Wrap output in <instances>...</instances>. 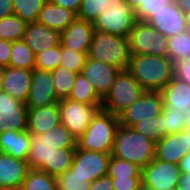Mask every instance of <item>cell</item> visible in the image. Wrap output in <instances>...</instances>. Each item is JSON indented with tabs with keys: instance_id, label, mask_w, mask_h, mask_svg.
<instances>
[{
	"instance_id": "603a6c76",
	"label": "cell",
	"mask_w": 190,
	"mask_h": 190,
	"mask_svg": "<svg viewBox=\"0 0 190 190\" xmlns=\"http://www.w3.org/2000/svg\"><path fill=\"white\" fill-rule=\"evenodd\" d=\"M164 107L190 113V85L173 78L161 91Z\"/></svg>"
},
{
	"instance_id": "e575fe53",
	"label": "cell",
	"mask_w": 190,
	"mask_h": 190,
	"mask_svg": "<svg viewBox=\"0 0 190 190\" xmlns=\"http://www.w3.org/2000/svg\"><path fill=\"white\" fill-rule=\"evenodd\" d=\"M60 55L61 62L59 66L65 67L75 73H81L88 58V53L75 51L71 48L63 47L61 44Z\"/></svg>"
},
{
	"instance_id": "7a4b0ae2",
	"label": "cell",
	"mask_w": 190,
	"mask_h": 190,
	"mask_svg": "<svg viewBox=\"0 0 190 190\" xmlns=\"http://www.w3.org/2000/svg\"><path fill=\"white\" fill-rule=\"evenodd\" d=\"M174 66L168 56L131 55L128 71L144 90L161 91L174 78Z\"/></svg>"
},
{
	"instance_id": "d6986e66",
	"label": "cell",
	"mask_w": 190,
	"mask_h": 190,
	"mask_svg": "<svg viewBox=\"0 0 190 190\" xmlns=\"http://www.w3.org/2000/svg\"><path fill=\"white\" fill-rule=\"evenodd\" d=\"M61 33L38 22L29 23L23 41L36 55L47 49L60 45Z\"/></svg>"
},
{
	"instance_id": "ac0fdd59",
	"label": "cell",
	"mask_w": 190,
	"mask_h": 190,
	"mask_svg": "<svg viewBox=\"0 0 190 190\" xmlns=\"http://www.w3.org/2000/svg\"><path fill=\"white\" fill-rule=\"evenodd\" d=\"M95 29L93 22L76 18L63 32L60 44L79 52H89Z\"/></svg>"
},
{
	"instance_id": "44dd1931",
	"label": "cell",
	"mask_w": 190,
	"mask_h": 190,
	"mask_svg": "<svg viewBox=\"0 0 190 190\" xmlns=\"http://www.w3.org/2000/svg\"><path fill=\"white\" fill-rule=\"evenodd\" d=\"M61 123L58 103L38 108H28L27 130L30 133L44 134Z\"/></svg>"
},
{
	"instance_id": "ba28073f",
	"label": "cell",
	"mask_w": 190,
	"mask_h": 190,
	"mask_svg": "<svg viewBox=\"0 0 190 190\" xmlns=\"http://www.w3.org/2000/svg\"><path fill=\"white\" fill-rule=\"evenodd\" d=\"M168 38L145 21H137L129 33L131 55L167 56Z\"/></svg>"
},
{
	"instance_id": "7dc6e473",
	"label": "cell",
	"mask_w": 190,
	"mask_h": 190,
	"mask_svg": "<svg viewBox=\"0 0 190 190\" xmlns=\"http://www.w3.org/2000/svg\"><path fill=\"white\" fill-rule=\"evenodd\" d=\"M14 14L13 0H0V19Z\"/></svg>"
},
{
	"instance_id": "db71d44e",
	"label": "cell",
	"mask_w": 190,
	"mask_h": 190,
	"mask_svg": "<svg viewBox=\"0 0 190 190\" xmlns=\"http://www.w3.org/2000/svg\"><path fill=\"white\" fill-rule=\"evenodd\" d=\"M187 29L190 31V11L185 13Z\"/></svg>"
},
{
	"instance_id": "1f68e13d",
	"label": "cell",
	"mask_w": 190,
	"mask_h": 190,
	"mask_svg": "<svg viewBox=\"0 0 190 190\" xmlns=\"http://www.w3.org/2000/svg\"><path fill=\"white\" fill-rule=\"evenodd\" d=\"M22 190H57L55 177L40 170L29 169Z\"/></svg>"
},
{
	"instance_id": "cb8c5ba5",
	"label": "cell",
	"mask_w": 190,
	"mask_h": 190,
	"mask_svg": "<svg viewBox=\"0 0 190 190\" xmlns=\"http://www.w3.org/2000/svg\"><path fill=\"white\" fill-rule=\"evenodd\" d=\"M77 13L62 6L55 5L49 0L43 5L37 21L51 29L63 32L75 19Z\"/></svg>"
},
{
	"instance_id": "277c9868",
	"label": "cell",
	"mask_w": 190,
	"mask_h": 190,
	"mask_svg": "<svg viewBox=\"0 0 190 190\" xmlns=\"http://www.w3.org/2000/svg\"><path fill=\"white\" fill-rule=\"evenodd\" d=\"M119 117L102 108L93 116L85 132L76 140L78 149L112 153Z\"/></svg>"
},
{
	"instance_id": "52a82bcc",
	"label": "cell",
	"mask_w": 190,
	"mask_h": 190,
	"mask_svg": "<svg viewBox=\"0 0 190 190\" xmlns=\"http://www.w3.org/2000/svg\"><path fill=\"white\" fill-rule=\"evenodd\" d=\"M144 91L128 70H121L110 91L102 99L101 108L119 116L129 105L137 101Z\"/></svg>"
},
{
	"instance_id": "ee69618b",
	"label": "cell",
	"mask_w": 190,
	"mask_h": 190,
	"mask_svg": "<svg viewBox=\"0 0 190 190\" xmlns=\"http://www.w3.org/2000/svg\"><path fill=\"white\" fill-rule=\"evenodd\" d=\"M12 42L0 39V66L8 67L11 56Z\"/></svg>"
},
{
	"instance_id": "f6af8a7d",
	"label": "cell",
	"mask_w": 190,
	"mask_h": 190,
	"mask_svg": "<svg viewBox=\"0 0 190 190\" xmlns=\"http://www.w3.org/2000/svg\"><path fill=\"white\" fill-rule=\"evenodd\" d=\"M89 190H114L112 178L108 174L97 178L90 184Z\"/></svg>"
},
{
	"instance_id": "4316f807",
	"label": "cell",
	"mask_w": 190,
	"mask_h": 190,
	"mask_svg": "<svg viewBox=\"0 0 190 190\" xmlns=\"http://www.w3.org/2000/svg\"><path fill=\"white\" fill-rule=\"evenodd\" d=\"M162 138L169 134L181 132L190 126V113L169 110L164 107L161 114Z\"/></svg>"
},
{
	"instance_id": "484cf974",
	"label": "cell",
	"mask_w": 190,
	"mask_h": 190,
	"mask_svg": "<svg viewBox=\"0 0 190 190\" xmlns=\"http://www.w3.org/2000/svg\"><path fill=\"white\" fill-rule=\"evenodd\" d=\"M72 101L85 104H102V98L97 94L93 85L78 73L72 91L68 97Z\"/></svg>"
},
{
	"instance_id": "5b68a950",
	"label": "cell",
	"mask_w": 190,
	"mask_h": 190,
	"mask_svg": "<svg viewBox=\"0 0 190 190\" xmlns=\"http://www.w3.org/2000/svg\"><path fill=\"white\" fill-rule=\"evenodd\" d=\"M130 57L128 37L95 30L88 58L128 70Z\"/></svg>"
},
{
	"instance_id": "681fc988",
	"label": "cell",
	"mask_w": 190,
	"mask_h": 190,
	"mask_svg": "<svg viewBox=\"0 0 190 190\" xmlns=\"http://www.w3.org/2000/svg\"><path fill=\"white\" fill-rule=\"evenodd\" d=\"M176 190H190V174H182L181 182Z\"/></svg>"
},
{
	"instance_id": "9f6ffc18",
	"label": "cell",
	"mask_w": 190,
	"mask_h": 190,
	"mask_svg": "<svg viewBox=\"0 0 190 190\" xmlns=\"http://www.w3.org/2000/svg\"><path fill=\"white\" fill-rule=\"evenodd\" d=\"M189 145H190V126L188 127Z\"/></svg>"
},
{
	"instance_id": "7402d4cb",
	"label": "cell",
	"mask_w": 190,
	"mask_h": 190,
	"mask_svg": "<svg viewBox=\"0 0 190 190\" xmlns=\"http://www.w3.org/2000/svg\"><path fill=\"white\" fill-rule=\"evenodd\" d=\"M28 170L25 160L0 152V187H21Z\"/></svg>"
},
{
	"instance_id": "f907efd6",
	"label": "cell",
	"mask_w": 190,
	"mask_h": 190,
	"mask_svg": "<svg viewBox=\"0 0 190 190\" xmlns=\"http://www.w3.org/2000/svg\"><path fill=\"white\" fill-rule=\"evenodd\" d=\"M175 3L184 14L190 11V0H175Z\"/></svg>"
},
{
	"instance_id": "e0dca14e",
	"label": "cell",
	"mask_w": 190,
	"mask_h": 190,
	"mask_svg": "<svg viewBox=\"0 0 190 190\" xmlns=\"http://www.w3.org/2000/svg\"><path fill=\"white\" fill-rule=\"evenodd\" d=\"M190 152L188 127L177 133L169 134L155 143L156 159L179 164L184 155Z\"/></svg>"
},
{
	"instance_id": "4fadbf2b",
	"label": "cell",
	"mask_w": 190,
	"mask_h": 190,
	"mask_svg": "<svg viewBox=\"0 0 190 190\" xmlns=\"http://www.w3.org/2000/svg\"><path fill=\"white\" fill-rule=\"evenodd\" d=\"M146 22L167 38L188 30L186 16L175 1L161 7Z\"/></svg>"
},
{
	"instance_id": "30bf717a",
	"label": "cell",
	"mask_w": 190,
	"mask_h": 190,
	"mask_svg": "<svg viewBox=\"0 0 190 190\" xmlns=\"http://www.w3.org/2000/svg\"><path fill=\"white\" fill-rule=\"evenodd\" d=\"M102 104H85L69 98L60 99L58 107L61 123L78 139L89 126Z\"/></svg>"
},
{
	"instance_id": "11a10c76",
	"label": "cell",
	"mask_w": 190,
	"mask_h": 190,
	"mask_svg": "<svg viewBox=\"0 0 190 190\" xmlns=\"http://www.w3.org/2000/svg\"><path fill=\"white\" fill-rule=\"evenodd\" d=\"M0 190H22L21 187H0Z\"/></svg>"
},
{
	"instance_id": "7bdbcfd3",
	"label": "cell",
	"mask_w": 190,
	"mask_h": 190,
	"mask_svg": "<svg viewBox=\"0 0 190 190\" xmlns=\"http://www.w3.org/2000/svg\"><path fill=\"white\" fill-rule=\"evenodd\" d=\"M174 77L190 85V61L181 60L175 62Z\"/></svg>"
},
{
	"instance_id": "f35d334b",
	"label": "cell",
	"mask_w": 190,
	"mask_h": 190,
	"mask_svg": "<svg viewBox=\"0 0 190 190\" xmlns=\"http://www.w3.org/2000/svg\"><path fill=\"white\" fill-rule=\"evenodd\" d=\"M108 0H82L77 18L93 22L106 8Z\"/></svg>"
},
{
	"instance_id": "d4e9b609",
	"label": "cell",
	"mask_w": 190,
	"mask_h": 190,
	"mask_svg": "<svg viewBox=\"0 0 190 190\" xmlns=\"http://www.w3.org/2000/svg\"><path fill=\"white\" fill-rule=\"evenodd\" d=\"M31 146L30 132L6 130L0 132V152L27 160Z\"/></svg>"
},
{
	"instance_id": "2e32d148",
	"label": "cell",
	"mask_w": 190,
	"mask_h": 190,
	"mask_svg": "<svg viewBox=\"0 0 190 190\" xmlns=\"http://www.w3.org/2000/svg\"><path fill=\"white\" fill-rule=\"evenodd\" d=\"M120 71V69L113 65L87 58L81 73L93 85L97 94L103 99L110 91Z\"/></svg>"
},
{
	"instance_id": "f1b7e54d",
	"label": "cell",
	"mask_w": 190,
	"mask_h": 190,
	"mask_svg": "<svg viewBox=\"0 0 190 190\" xmlns=\"http://www.w3.org/2000/svg\"><path fill=\"white\" fill-rule=\"evenodd\" d=\"M53 87L57 98L64 99L68 98L78 73H75L65 67L58 66L56 69L51 71Z\"/></svg>"
},
{
	"instance_id": "ab89813d",
	"label": "cell",
	"mask_w": 190,
	"mask_h": 190,
	"mask_svg": "<svg viewBox=\"0 0 190 190\" xmlns=\"http://www.w3.org/2000/svg\"><path fill=\"white\" fill-rule=\"evenodd\" d=\"M138 133L154 140L155 142L162 138L161 114L152 118V120L140 121L133 126Z\"/></svg>"
},
{
	"instance_id": "5bb4252c",
	"label": "cell",
	"mask_w": 190,
	"mask_h": 190,
	"mask_svg": "<svg viewBox=\"0 0 190 190\" xmlns=\"http://www.w3.org/2000/svg\"><path fill=\"white\" fill-rule=\"evenodd\" d=\"M28 108L27 106L0 91V132L6 130H27Z\"/></svg>"
},
{
	"instance_id": "f5cc1de1",
	"label": "cell",
	"mask_w": 190,
	"mask_h": 190,
	"mask_svg": "<svg viewBox=\"0 0 190 190\" xmlns=\"http://www.w3.org/2000/svg\"><path fill=\"white\" fill-rule=\"evenodd\" d=\"M4 74H5V67L0 66V91H1L2 82L4 79Z\"/></svg>"
},
{
	"instance_id": "bcb514c9",
	"label": "cell",
	"mask_w": 190,
	"mask_h": 190,
	"mask_svg": "<svg viewBox=\"0 0 190 190\" xmlns=\"http://www.w3.org/2000/svg\"><path fill=\"white\" fill-rule=\"evenodd\" d=\"M49 1L55 5L62 6L76 13L78 12L79 7L82 3V0H49Z\"/></svg>"
},
{
	"instance_id": "8d00e7d4",
	"label": "cell",
	"mask_w": 190,
	"mask_h": 190,
	"mask_svg": "<svg viewBox=\"0 0 190 190\" xmlns=\"http://www.w3.org/2000/svg\"><path fill=\"white\" fill-rule=\"evenodd\" d=\"M57 190H89L88 179L75 174L71 169L55 177Z\"/></svg>"
},
{
	"instance_id": "74e56055",
	"label": "cell",
	"mask_w": 190,
	"mask_h": 190,
	"mask_svg": "<svg viewBox=\"0 0 190 190\" xmlns=\"http://www.w3.org/2000/svg\"><path fill=\"white\" fill-rule=\"evenodd\" d=\"M60 45L47 49L35 55V68L52 71L60 65Z\"/></svg>"
},
{
	"instance_id": "83f0119b",
	"label": "cell",
	"mask_w": 190,
	"mask_h": 190,
	"mask_svg": "<svg viewBox=\"0 0 190 190\" xmlns=\"http://www.w3.org/2000/svg\"><path fill=\"white\" fill-rule=\"evenodd\" d=\"M9 66L27 70L35 68V54L23 39L12 42Z\"/></svg>"
},
{
	"instance_id": "60d3db41",
	"label": "cell",
	"mask_w": 190,
	"mask_h": 190,
	"mask_svg": "<svg viewBox=\"0 0 190 190\" xmlns=\"http://www.w3.org/2000/svg\"><path fill=\"white\" fill-rule=\"evenodd\" d=\"M175 0H144L134 10L137 21H147L161 7L168 5Z\"/></svg>"
},
{
	"instance_id": "836d02e7",
	"label": "cell",
	"mask_w": 190,
	"mask_h": 190,
	"mask_svg": "<svg viewBox=\"0 0 190 190\" xmlns=\"http://www.w3.org/2000/svg\"><path fill=\"white\" fill-rule=\"evenodd\" d=\"M142 168L133 162L111 156L108 175L111 178H141Z\"/></svg>"
},
{
	"instance_id": "c3c4849f",
	"label": "cell",
	"mask_w": 190,
	"mask_h": 190,
	"mask_svg": "<svg viewBox=\"0 0 190 190\" xmlns=\"http://www.w3.org/2000/svg\"><path fill=\"white\" fill-rule=\"evenodd\" d=\"M178 166L182 174H190V152L183 156Z\"/></svg>"
},
{
	"instance_id": "8fae6325",
	"label": "cell",
	"mask_w": 190,
	"mask_h": 190,
	"mask_svg": "<svg viewBox=\"0 0 190 190\" xmlns=\"http://www.w3.org/2000/svg\"><path fill=\"white\" fill-rule=\"evenodd\" d=\"M164 109L163 97L160 91L145 90L141 97L129 105L118 117L119 123L133 127L140 121L152 120L162 114Z\"/></svg>"
},
{
	"instance_id": "b9f144b4",
	"label": "cell",
	"mask_w": 190,
	"mask_h": 190,
	"mask_svg": "<svg viewBox=\"0 0 190 190\" xmlns=\"http://www.w3.org/2000/svg\"><path fill=\"white\" fill-rule=\"evenodd\" d=\"M114 190H142L141 178H112Z\"/></svg>"
},
{
	"instance_id": "3957f363",
	"label": "cell",
	"mask_w": 190,
	"mask_h": 190,
	"mask_svg": "<svg viewBox=\"0 0 190 190\" xmlns=\"http://www.w3.org/2000/svg\"><path fill=\"white\" fill-rule=\"evenodd\" d=\"M155 143L154 140L135 131L133 127L119 124L111 155L144 168L155 157Z\"/></svg>"
},
{
	"instance_id": "d590c367",
	"label": "cell",
	"mask_w": 190,
	"mask_h": 190,
	"mask_svg": "<svg viewBox=\"0 0 190 190\" xmlns=\"http://www.w3.org/2000/svg\"><path fill=\"white\" fill-rule=\"evenodd\" d=\"M76 148L57 149L52 157L51 176L56 177L69 170L72 166Z\"/></svg>"
},
{
	"instance_id": "f546056e",
	"label": "cell",
	"mask_w": 190,
	"mask_h": 190,
	"mask_svg": "<svg viewBox=\"0 0 190 190\" xmlns=\"http://www.w3.org/2000/svg\"><path fill=\"white\" fill-rule=\"evenodd\" d=\"M167 52V56L174 63L181 60H187L190 57V31L187 30L168 38Z\"/></svg>"
},
{
	"instance_id": "4dcf8cb0",
	"label": "cell",
	"mask_w": 190,
	"mask_h": 190,
	"mask_svg": "<svg viewBox=\"0 0 190 190\" xmlns=\"http://www.w3.org/2000/svg\"><path fill=\"white\" fill-rule=\"evenodd\" d=\"M27 23L15 14L0 19V39L15 42L22 40Z\"/></svg>"
},
{
	"instance_id": "9a60e30c",
	"label": "cell",
	"mask_w": 190,
	"mask_h": 190,
	"mask_svg": "<svg viewBox=\"0 0 190 190\" xmlns=\"http://www.w3.org/2000/svg\"><path fill=\"white\" fill-rule=\"evenodd\" d=\"M51 71L32 70L31 86L28 99L25 103L27 108H38L53 103H58Z\"/></svg>"
},
{
	"instance_id": "8992f818",
	"label": "cell",
	"mask_w": 190,
	"mask_h": 190,
	"mask_svg": "<svg viewBox=\"0 0 190 190\" xmlns=\"http://www.w3.org/2000/svg\"><path fill=\"white\" fill-rule=\"evenodd\" d=\"M137 22L134 9L124 0H108L104 11L93 21L100 32L128 37Z\"/></svg>"
},
{
	"instance_id": "ffe728a7",
	"label": "cell",
	"mask_w": 190,
	"mask_h": 190,
	"mask_svg": "<svg viewBox=\"0 0 190 190\" xmlns=\"http://www.w3.org/2000/svg\"><path fill=\"white\" fill-rule=\"evenodd\" d=\"M32 70L5 67L4 79L1 91L14 97L22 103H26L31 86Z\"/></svg>"
},
{
	"instance_id": "d6a6232c",
	"label": "cell",
	"mask_w": 190,
	"mask_h": 190,
	"mask_svg": "<svg viewBox=\"0 0 190 190\" xmlns=\"http://www.w3.org/2000/svg\"><path fill=\"white\" fill-rule=\"evenodd\" d=\"M48 0H13L14 14L27 24L37 21L38 14Z\"/></svg>"
},
{
	"instance_id": "816d5d0a",
	"label": "cell",
	"mask_w": 190,
	"mask_h": 190,
	"mask_svg": "<svg viewBox=\"0 0 190 190\" xmlns=\"http://www.w3.org/2000/svg\"><path fill=\"white\" fill-rule=\"evenodd\" d=\"M128 5H130L134 10L140 5L144 0H124Z\"/></svg>"
},
{
	"instance_id": "7c38bea8",
	"label": "cell",
	"mask_w": 190,
	"mask_h": 190,
	"mask_svg": "<svg viewBox=\"0 0 190 190\" xmlns=\"http://www.w3.org/2000/svg\"><path fill=\"white\" fill-rule=\"evenodd\" d=\"M111 154L112 153L83 150L76 147L70 169L78 176L88 179V183H92L97 178L108 174Z\"/></svg>"
},
{
	"instance_id": "9c48e42d",
	"label": "cell",
	"mask_w": 190,
	"mask_h": 190,
	"mask_svg": "<svg viewBox=\"0 0 190 190\" xmlns=\"http://www.w3.org/2000/svg\"><path fill=\"white\" fill-rule=\"evenodd\" d=\"M181 177L178 164L154 158L142 168V190H176Z\"/></svg>"
},
{
	"instance_id": "6da1fadb",
	"label": "cell",
	"mask_w": 190,
	"mask_h": 190,
	"mask_svg": "<svg viewBox=\"0 0 190 190\" xmlns=\"http://www.w3.org/2000/svg\"><path fill=\"white\" fill-rule=\"evenodd\" d=\"M31 146L27 157L29 169L51 175L52 157L57 149L76 148V138L62 124L52 127L44 134L30 133Z\"/></svg>"
}]
</instances>
